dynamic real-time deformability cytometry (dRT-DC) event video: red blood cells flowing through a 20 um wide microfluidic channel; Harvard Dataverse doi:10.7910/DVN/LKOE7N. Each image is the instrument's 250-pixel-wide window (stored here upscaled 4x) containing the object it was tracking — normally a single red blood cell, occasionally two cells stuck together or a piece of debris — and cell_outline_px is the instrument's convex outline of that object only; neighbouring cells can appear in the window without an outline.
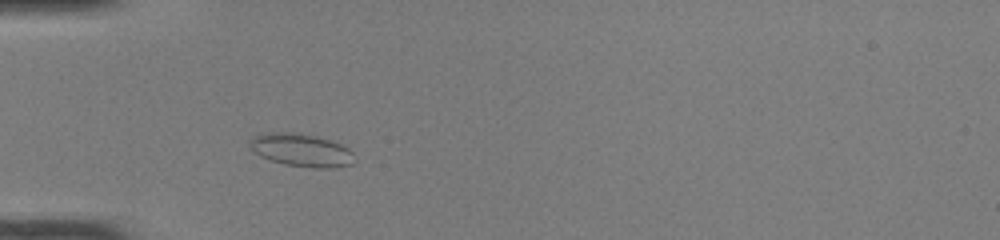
{"species": "common noctule bat (a hibernating species)", "species_latin": "Nyctalus noctula", "temperature_condition": "room temperature", "stored_images_in_passage": 39, "camera_frame_rate_fps": 3000, "um_per_image_px": 0.085, "animal": {"sex": "female", "body_mass_g": 22.0, "forearm_length_mm": 56.7}, "frame": {"image": 1, "passage_image": 5, "time_ms": 1.333, "image_size_px": [1000, 240], "cell_outline_px": [[356, 160], [352, 164], [336, 168], [312, 168], [284, 164], [260, 156], [248, 148], [248, 140], [252, 136], [260, 132], [292, 132], [332, 140], [348, 148], [352, 152]], "centroid_in_image_um": [25.57, 12.76], "position_along_channel_um": 59.4, "area_um2": 20.46}}
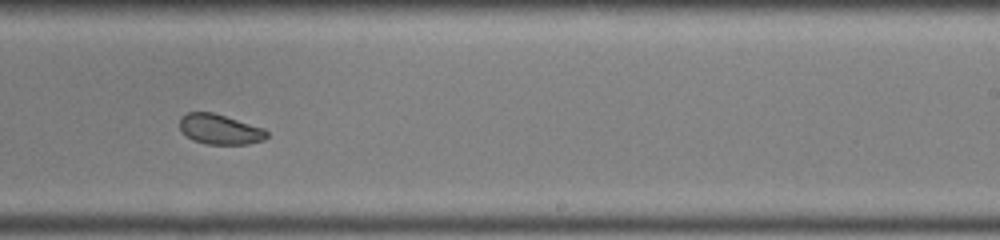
{"frame": {"image": 2, "passage_image": 21, "time_ms": 6.667, "image_size_px": [1000, 240], "cell_outline_px": [[268, 136], [264, 140], [248, 144], [204, 144], [192, 140], [180, 128], [180, 116], [188, 112], [212, 112], [264, 128], [268, 132]], "centroid_in_image_um": [18.7, 10.99], "position_along_channel_um": 270.3, "area_um2": 15.26}}
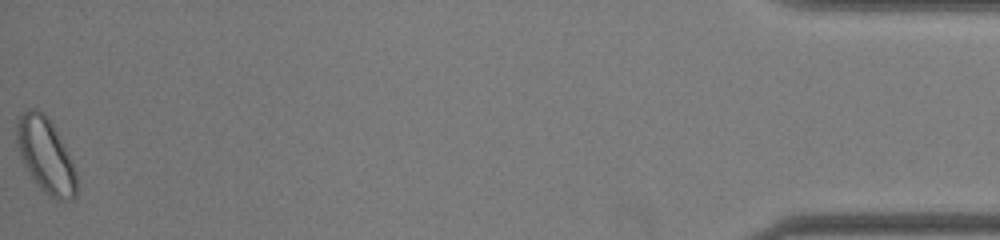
{"frame": {"image": 3, "passage_image": 39, "time_ms": 12.667, "image_size_px": [1000, 240], "cell_outline_px": [[76, 196], [72, 200], [56, 200], [48, 196], [40, 188], [24, 164], [20, 156], [16, 140], [16, 116], [32, 108], [36, 108], [44, 112], [52, 124], [64, 144], [76, 172]], "centroid_in_image_um": [3.87, 13.19], "position_along_channel_um": 431.3, "area_um2": 26.07}, "authors_computed_cell_mechanics": {"area_um2": 17.2822, "velocity_mm_per_s": 4.088, "shape_relaxation_time_tau1_ms": null, "shape_relaxation_time_tau2_ms": 1.9673, "deformation_change_tau1": null, "deformation_change_tau2": 0.058}}